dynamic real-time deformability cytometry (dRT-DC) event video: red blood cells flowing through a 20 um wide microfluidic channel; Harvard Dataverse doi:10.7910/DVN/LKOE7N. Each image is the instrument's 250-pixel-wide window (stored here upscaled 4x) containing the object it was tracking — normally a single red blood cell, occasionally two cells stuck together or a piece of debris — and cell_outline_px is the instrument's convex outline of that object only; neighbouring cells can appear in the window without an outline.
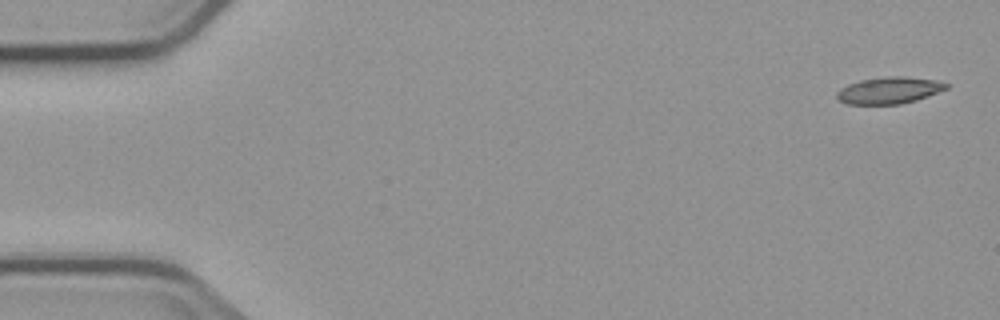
{"species": "common noctule bat (a hibernating species)", "species_latin": "Nyctalus noctula", "temperature_condition": "cold", "stored_images_in_passage": 4, "camera_frame_rate_fps": 3000, "um_per_image_px": 0.085, "animal": {"sex": "male", "body_mass_g": 23.1, "forearm_length_mm": 52.7}, "frame": {"image": 1, "passage_image": 1, "time_ms": 0.0, "image_size_px": [1000, 320], "cell_outline_px": [[948, 88], [916, 100], [900, 104], [848, 104], [840, 100], [836, 96], [836, 92], [840, 88], [848, 84], [860, 80], [888, 76], [900, 76], [936, 80], [948, 84]], "centroid_in_image_um": [75.55, 7.68], "position_along_channel_um": 9.4, "area_um2": 16.88}}
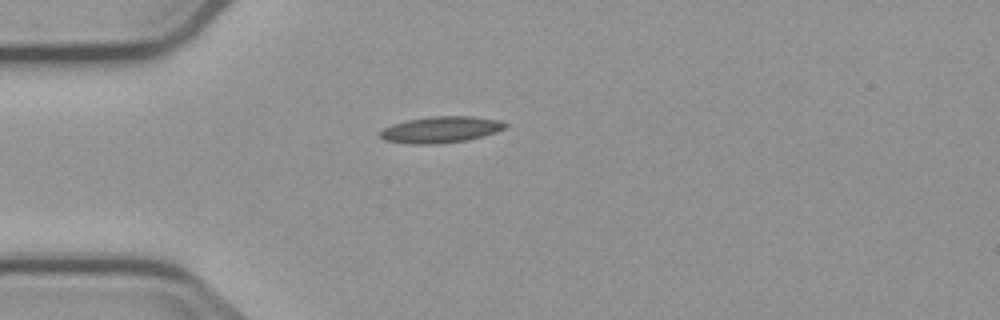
{"frame": {"image": 2, "passage_image": 4, "time_ms": 4.333, "image_size_px": [1000, 320], "cell_outline_px": [[508, 124], [504, 128], [496, 132], [484, 136], [468, 140], [436, 144], [412, 144], [384, 140], [380, 136], [380, 132], [384, 128], [392, 124], [408, 120], [432, 116], [472, 116], [500, 120]], "centroid_in_image_um": [37.49, 11.02], "position_along_channel_um": 47.5, "area_um2": 19.19}}